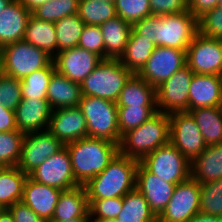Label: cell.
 Masks as SVG:
<instances>
[{
	"label": "cell",
	"instance_id": "6da1fadb",
	"mask_svg": "<svg viewBox=\"0 0 222 222\" xmlns=\"http://www.w3.org/2000/svg\"><path fill=\"white\" fill-rule=\"evenodd\" d=\"M74 177L80 185L100 174L119 152V144L85 137L66 144Z\"/></svg>",
	"mask_w": 222,
	"mask_h": 222
},
{
	"label": "cell",
	"instance_id": "7a4b0ae2",
	"mask_svg": "<svg viewBox=\"0 0 222 222\" xmlns=\"http://www.w3.org/2000/svg\"><path fill=\"white\" fill-rule=\"evenodd\" d=\"M139 161L118 152L108 166L85 185L88 199L124 197L136 188Z\"/></svg>",
	"mask_w": 222,
	"mask_h": 222
},
{
	"label": "cell",
	"instance_id": "3957f363",
	"mask_svg": "<svg viewBox=\"0 0 222 222\" xmlns=\"http://www.w3.org/2000/svg\"><path fill=\"white\" fill-rule=\"evenodd\" d=\"M169 114L157 111L138 128L126 132L119 144V152L141 162L149 153L169 143Z\"/></svg>",
	"mask_w": 222,
	"mask_h": 222
},
{
	"label": "cell",
	"instance_id": "277c9868",
	"mask_svg": "<svg viewBox=\"0 0 222 222\" xmlns=\"http://www.w3.org/2000/svg\"><path fill=\"white\" fill-rule=\"evenodd\" d=\"M132 74L119 59H103L81 82L82 95L116 102Z\"/></svg>",
	"mask_w": 222,
	"mask_h": 222
},
{
	"label": "cell",
	"instance_id": "5b68a950",
	"mask_svg": "<svg viewBox=\"0 0 222 222\" xmlns=\"http://www.w3.org/2000/svg\"><path fill=\"white\" fill-rule=\"evenodd\" d=\"M79 107L86 119L88 137L120 144L116 102L93 96H82Z\"/></svg>",
	"mask_w": 222,
	"mask_h": 222
},
{
	"label": "cell",
	"instance_id": "8992f818",
	"mask_svg": "<svg viewBox=\"0 0 222 222\" xmlns=\"http://www.w3.org/2000/svg\"><path fill=\"white\" fill-rule=\"evenodd\" d=\"M0 58L2 72L19 80L47 67L53 61L47 52L24 40L2 47Z\"/></svg>",
	"mask_w": 222,
	"mask_h": 222
},
{
	"label": "cell",
	"instance_id": "52a82bcc",
	"mask_svg": "<svg viewBox=\"0 0 222 222\" xmlns=\"http://www.w3.org/2000/svg\"><path fill=\"white\" fill-rule=\"evenodd\" d=\"M141 163L154 175L173 184L191 176V162L170 142L149 153Z\"/></svg>",
	"mask_w": 222,
	"mask_h": 222
},
{
	"label": "cell",
	"instance_id": "ba28073f",
	"mask_svg": "<svg viewBox=\"0 0 222 222\" xmlns=\"http://www.w3.org/2000/svg\"><path fill=\"white\" fill-rule=\"evenodd\" d=\"M197 33V18L189 10L158 15L157 46L187 50Z\"/></svg>",
	"mask_w": 222,
	"mask_h": 222
},
{
	"label": "cell",
	"instance_id": "9c48e42d",
	"mask_svg": "<svg viewBox=\"0 0 222 222\" xmlns=\"http://www.w3.org/2000/svg\"><path fill=\"white\" fill-rule=\"evenodd\" d=\"M200 212V183L191 176L175 186L173 195L157 222H188Z\"/></svg>",
	"mask_w": 222,
	"mask_h": 222
},
{
	"label": "cell",
	"instance_id": "30bf717a",
	"mask_svg": "<svg viewBox=\"0 0 222 222\" xmlns=\"http://www.w3.org/2000/svg\"><path fill=\"white\" fill-rule=\"evenodd\" d=\"M194 72L186 65L156 87L158 111L166 114L188 111V95Z\"/></svg>",
	"mask_w": 222,
	"mask_h": 222
},
{
	"label": "cell",
	"instance_id": "8fae6325",
	"mask_svg": "<svg viewBox=\"0 0 222 222\" xmlns=\"http://www.w3.org/2000/svg\"><path fill=\"white\" fill-rule=\"evenodd\" d=\"M169 142L190 162L207 147L198 125L188 112L169 114Z\"/></svg>",
	"mask_w": 222,
	"mask_h": 222
},
{
	"label": "cell",
	"instance_id": "7c38bea8",
	"mask_svg": "<svg viewBox=\"0 0 222 222\" xmlns=\"http://www.w3.org/2000/svg\"><path fill=\"white\" fill-rule=\"evenodd\" d=\"M186 58L195 74L222 76V40L197 33L187 48Z\"/></svg>",
	"mask_w": 222,
	"mask_h": 222
},
{
	"label": "cell",
	"instance_id": "4fadbf2b",
	"mask_svg": "<svg viewBox=\"0 0 222 222\" xmlns=\"http://www.w3.org/2000/svg\"><path fill=\"white\" fill-rule=\"evenodd\" d=\"M186 51L156 46L151 57L137 74L156 88L187 65Z\"/></svg>",
	"mask_w": 222,
	"mask_h": 222
},
{
	"label": "cell",
	"instance_id": "5bb4252c",
	"mask_svg": "<svg viewBox=\"0 0 222 222\" xmlns=\"http://www.w3.org/2000/svg\"><path fill=\"white\" fill-rule=\"evenodd\" d=\"M64 146L49 130L26 133L17 167L29 175Z\"/></svg>",
	"mask_w": 222,
	"mask_h": 222
},
{
	"label": "cell",
	"instance_id": "9a60e30c",
	"mask_svg": "<svg viewBox=\"0 0 222 222\" xmlns=\"http://www.w3.org/2000/svg\"><path fill=\"white\" fill-rule=\"evenodd\" d=\"M28 176L39 183L61 190L73 189L80 185L74 177L66 145Z\"/></svg>",
	"mask_w": 222,
	"mask_h": 222
},
{
	"label": "cell",
	"instance_id": "2e32d148",
	"mask_svg": "<svg viewBox=\"0 0 222 222\" xmlns=\"http://www.w3.org/2000/svg\"><path fill=\"white\" fill-rule=\"evenodd\" d=\"M102 60L96 53L80 47L63 50L53 57L55 70L79 84Z\"/></svg>",
	"mask_w": 222,
	"mask_h": 222
},
{
	"label": "cell",
	"instance_id": "e0dca14e",
	"mask_svg": "<svg viewBox=\"0 0 222 222\" xmlns=\"http://www.w3.org/2000/svg\"><path fill=\"white\" fill-rule=\"evenodd\" d=\"M177 184L164 181L150 172L141 162L136 169V189L144 196L158 218L166 208Z\"/></svg>",
	"mask_w": 222,
	"mask_h": 222
},
{
	"label": "cell",
	"instance_id": "ac0fdd59",
	"mask_svg": "<svg viewBox=\"0 0 222 222\" xmlns=\"http://www.w3.org/2000/svg\"><path fill=\"white\" fill-rule=\"evenodd\" d=\"M48 130L64 145L88 137L86 119L79 106L52 110Z\"/></svg>",
	"mask_w": 222,
	"mask_h": 222
},
{
	"label": "cell",
	"instance_id": "d6986e66",
	"mask_svg": "<svg viewBox=\"0 0 222 222\" xmlns=\"http://www.w3.org/2000/svg\"><path fill=\"white\" fill-rule=\"evenodd\" d=\"M52 110L47 99L22 98L14 110L17 129L24 134L48 130Z\"/></svg>",
	"mask_w": 222,
	"mask_h": 222
},
{
	"label": "cell",
	"instance_id": "ffe728a7",
	"mask_svg": "<svg viewBox=\"0 0 222 222\" xmlns=\"http://www.w3.org/2000/svg\"><path fill=\"white\" fill-rule=\"evenodd\" d=\"M62 191L39 183L28 176L24 185L22 202L48 222L54 214Z\"/></svg>",
	"mask_w": 222,
	"mask_h": 222
},
{
	"label": "cell",
	"instance_id": "44dd1931",
	"mask_svg": "<svg viewBox=\"0 0 222 222\" xmlns=\"http://www.w3.org/2000/svg\"><path fill=\"white\" fill-rule=\"evenodd\" d=\"M222 106V76L195 74L188 95V110Z\"/></svg>",
	"mask_w": 222,
	"mask_h": 222
},
{
	"label": "cell",
	"instance_id": "7402d4cb",
	"mask_svg": "<svg viewBox=\"0 0 222 222\" xmlns=\"http://www.w3.org/2000/svg\"><path fill=\"white\" fill-rule=\"evenodd\" d=\"M30 12L19 0H13L0 12V49L24 39Z\"/></svg>",
	"mask_w": 222,
	"mask_h": 222
},
{
	"label": "cell",
	"instance_id": "603a6c76",
	"mask_svg": "<svg viewBox=\"0 0 222 222\" xmlns=\"http://www.w3.org/2000/svg\"><path fill=\"white\" fill-rule=\"evenodd\" d=\"M80 84L55 71L47 88V100L53 110L79 106L82 99Z\"/></svg>",
	"mask_w": 222,
	"mask_h": 222
},
{
	"label": "cell",
	"instance_id": "cb8c5ba5",
	"mask_svg": "<svg viewBox=\"0 0 222 222\" xmlns=\"http://www.w3.org/2000/svg\"><path fill=\"white\" fill-rule=\"evenodd\" d=\"M99 27L104 41V59H120L129 41L131 24L115 16Z\"/></svg>",
	"mask_w": 222,
	"mask_h": 222
},
{
	"label": "cell",
	"instance_id": "d4e9b609",
	"mask_svg": "<svg viewBox=\"0 0 222 222\" xmlns=\"http://www.w3.org/2000/svg\"><path fill=\"white\" fill-rule=\"evenodd\" d=\"M72 218H89V202L84 185L61 192L51 220L66 221Z\"/></svg>",
	"mask_w": 222,
	"mask_h": 222
},
{
	"label": "cell",
	"instance_id": "484cf974",
	"mask_svg": "<svg viewBox=\"0 0 222 222\" xmlns=\"http://www.w3.org/2000/svg\"><path fill=\"white\" fill-rule=\"evenodd\" d=\"M191 177L200 184L222 179V143L207 146L191 161Z\"/></svg>",
	"mask_w": 222,
	"mask_h": 222
},
{
	"label": "cell",
	"instance_id": "4316f807",
	"mask_svg": "<svg viewBox=\"0 0 222 222\" xmlns=\"http://www.w3.org/2000/svg\"><path fill=\"white\" fill-rule=\"evenodd\" d=\"M116 105L117 107L157 106L156 88L133 73L121 90Z\"/></svg>",
	"mask_w": 222,
	"mask_h": 222
},
{
	"label": "cell",
	"instance_id": "83f0119b",
	"mask_svg": "<svg viewBox=\"0 0 222 222\" xmlns=\"http://www.w3.org/2000/svg\"><path fill=\"white\" fill-rule=\"evenodd\" d=\"M187 112L198 125L207 146L222 143V106L199 107Z\"/></svg>",
	"mask_w": 222,
	"mask_h": 222
},
{
	"label": "cell",
	"instance_id": "f1b7e54d",
	"mask_svg": "<svg viewBox=\"0 0 222 222\" xmlns=\"http://www.w3.org/2000/svg\"><path fill=\"white\" fill-rule=\"evenodd\" d=\"M23 40L44 50L52 57L57 54V37L55 25L52 22L40 20L31 15Z\"/></svg>",
	"mask_w": 222,
	"mask_h": 222
},
{
	"label": "cell",
	"instance_id": "f546056e",
	"mask_svg": "<svg viewBox=\"0 0 222 222\" xmlns=\"http://www.w3.org/2000/svg\"><path fill=\"white\" fill-rule=\"evenodd\" d=\"M27 177L17 166L0 167V205L3 208L22 201Z\"/></svg>",
	"mask_w": 222,
	"mask_h": 222
},
{
	"label": "cell",
	"instance_id": "4dcf8cb0",
	"mask_svg": "<svg viewBox=\"0 0 222 222\" xmlns=\"http://www.w3.org/2000/svg\"><path fill=\"white\" fill-rule=\"evenodd\" d=\"M156 45L131 30L129 41L120 62L132 73H138L151 57Z\"/></svg>",
	"mask_w": 222,
	"mask_h": 222
},
{
	"label": "cell",
	"instance_id": "1f68e13d",
	"mask_svg": "<svg viewBox=\"0 0 222 222\" xmlns=\"http://www.w3.org/2000/svg\"><path fill=\"white\" fill-rule=\"evenodd\" d=\"M118 222H157L144 196L135 188L122 198V209L116 217Z\"/></svg>",
	"mask_w": 222,
	"mask_h": 222
},
{
	"label": "cell",
	"instance_id": "d6a6232c",
	"mask_svg": "<svg viewBox=\"0 0 222 222\" xmlns=\"http://www.w3.org/2000/svg\"><path fill=\"white\" fill-rule=\"evenodd\" d=\"M57 37V53L78 47L85 23L78 14L68 15L54 23Z\"/></svg>",
	"mask_w": 222,
	"mask_h": 222
},
{
	"label": "cell",
	"instance_id": "836d02e7",
	"mask_svg": "<svg viewBox=\"0 0 222 222\" xmlns=\"http://www.w3.org/2000/svg\"><path fill=\"white\" fill-rule=\"evenodd\" d=\"M78 16L87 25L100 26L117 15L112 2L79 0Z\"/></svg>",
	"mask_w": 222,
	"mask_h": 222
},
{
	"label": "cell",
	"instance_id": "e575fe53",
	"mask_svg": "<svg viewBox=\"0 0 222 222\" xmlns=\"http://www.w3.org/2000/svg\"><path fill=\"white\" fill-rule=\"evenodd\" d=\"M52 61L47 67L33 71L21 80L22 98L47 99V88L55 72Z\"/></svg>",
	"mask_w": 222,
	"mask_h": 222
},
{
	"label": "cell",
	"instance_id": "d590c367",
	"mask_svg": "<svg viewBox=\"0 0 222 222\" xmlns=\"http://www.w3.org/2000/svg\"><path fill=\"white\" fill-rule=\"evenodd\" d=\"M79 0H50L32 11L37 19L55 23L68 15L78 14Z\"/></svg>",
	"mask_w": 222,
	"mask_h": 222
},
{
	"label": "cell",
	"instance_id": "8d00e7d4",
	"mask_svg": "<svg viewBox=\"0 0 222 222\" xmlns=\"http://www.w3.org/2000/svg\"><path fill=\"white\" fill-rule=\"evenodd\" d=\"M24 136L19 130L0 132V167L18 165Z\"/></svg>",
	"mask_w": 222,
	"mask_h": 222
},
{
	"label": "cell",
	"instance_id": "74e56055",
	"mask_svg": "<svg viewBox=\"0 0 222 222\" xmlns=\"http://www.w3.org/2000/svg\"><path fill=\"white\" fill-rule=\"evenodd\" d=\"M158 111L157 106L118 107V128L122 137L129 130L138 128Z\"/></svg>",
	"mask_w": 222,
	"mask_h": 222
},
{
	"label": "cell",
	"instance_id": "f35d334b",
	"mask_svg": "<svg viewBox=\"0 0 222 222\" xmlns=\"http://www.w3.org/2000/svg\"><path fill=\"white\" fill-rule=\"evenodd\" d=\"M200 212L222 215V179L200 184Z\"/></svg>",
	"mask_w": 222,
	"mask_h": 222
},
{
	"label": "cell",
	"instance_id": "ab89813d",
	"mask_svg": "<svg viewBox=\"0 0 222 222\" xmlns=\"http://www.w3.org/2000/svg\"><path fill=\"white\" fill-rule=\"evenodd\" d=\"M116 15L131 25L152 15L149 0H116Z\"/></svg>",
	"mask_w": 222,
	"mask_h": 222
},
{
	"label": "cell",
	"instance_id": "60d3db41",
	"mask_svg": "<svg viewBox=\"0 0 222 222\" xmlns=\"http://www.w3.org/2000/svg\"><path fill=\"white\" fill-rule=\"evenodd\" d=\"M89 221L113 220L122 209V197L88 199Z\"/></svg>",
	"mask_w": 222,
	"mask_h": 222
},
{
	"label": "cell",
	"instance_id": "b9f144b4",
	"mask_svg": "<svg viewBox=\"0 0 222 222\" xmlns=\"http://www.w3.org/2000/svg\"><path fill=\"white\" fill-rule=\"evenodd\" d=\"M22 100L21 80L0 74V104L9 110H15Z\"/></svg>",
	"mask_w": 222,
	"mask_h": 222
},
{
	"label": "cell",
	"instance_id": "7bdbcfd3",
	"mask_svg": "<svg viewBox=\"0 0 222 222\" xmlns=\"http://www.w3.org/2000/svg\"><path fill=\"white\" fill-rule=\"evenodd\" d=\"M198 33L222 40V7L216 6L197 18Z\"/></svg>",
	"mask_w": 222,
	"mask_h": 222
},
{
	"label": "cell",
	"instance_id": "ee69618b",
	"mask_svg": "<svg viewBox=\"0 0 222 222\" xmlns=\"http://www.w3.org/2000/svg\"><path fill=\"white\" fill-rule=\"evenodd\" d=\"M78 47L96 53L104 59V41L100 27L85 24Z\"/></svg>",
	"mask_w": 222,
	"mask_h": 222
},
{
	"label": "cell",
	"instance_id": "f6af8a7d",
	"mask_svg": "<svg viewBox=\"0 0 222 222\" xmlns=\"http://www.w3.org/2000/svg\"><path fill=\"white\" fill-rule=\"evenodd\" d=\"M152 15L178 14L188 11V0H149Z\"/></svg>",
	"mask_w": 222,
	"mask_h": 222
},
{
	"label": "cell",
	"instance_id": "bcb514c9",
	"mask_svg": "<svg viewBox=\"0 0 222 222\" xmlns=\"http://www.w3.org/2000/svg\"><path fill=\"white\" fill-rule=\"evenodd\" d=\"M158 15L147 16L133 23L132 30L137 34L152 41L157 46Z\"/></svg>",
	"mask_w": 222,
	"mask_h": 222
},
{
	"label": "cell",
	"instance_id": "7dc6e473",
	"mask_svg": "<svg viewBox=\"0 0 222 222\" xmlns=\"http://www.w3.org/2000/svg\"><path fill=\"white\" fill-rule=\"evenodd\" d=\"M14 218V222H46L22 201L7 208Z\"/></svg>",
	"mask_w": 222,
	"mask_h": 222
},
{
	"label": "cell",
	"instance_id": "c3c4849f",
	"mask_svg": "<svg viewBox=\"0 0 222 222\" xmlns=\"http://www.w3.org/2000/svg\"><path fill=\"white\" fill-rule=\"evenodd\" d=\"M219 0H188V10L198 18L203 13L218 6Z\"/></svg>",
	"mask_w": 222,
	"mask_h": 222
},
{
	"label": "cell",
	"instance_id": "681fc988",
	"mask_svg": "<svg viewBox=\"0 0 222 222\" xmlns=\"http://www.w3.org/2000/svg\"><path fill=\"white\" fill-rule=\"evenodd\" d=\"M18 130L14 110H9L0 104V132Z\"/></svg>",
	"mask_w": 222,
	"mask_h": 222
},
{
	"label": "cell",
	"instance_id": "f907efd6",
	"mask_svg": "<svg viewBox=\"0 0 222 222\" xmlns=\"http://www.w3.org/2000/svg\"><path fill=\"white\" fill-rule=\"evenodd\" d=\"M188 222H217V216L198 212Z\"/></svg>",
	"mask_w": 222,
	"mask_h": 222
},
{
	"label": "cell",
	"instance_id": "816d5d0a",
	"mask_svg": "<svg viewBox=\"0 0 222 222\" xmlns=\"http://www.w3.org/2000/svg\"><path fill=\"white\" fill-rule=\"evenodd\" d=\"M30 12L50 0H19Z\"/></svg>",
	"mask_w": 222,
	"mask_h": 222
},
{
	"label": "cell",
	"instance_id": "f5cc1de1",
	"mask_svg": "<svg viewBox=\"0 0 222 222\" xmlns=\"http://www.w3.org/2000/svg\"><path fill=\"white\" fill-rule=\"evenodd\" d=\"M0 222H14V218L7 208L0 211Z\"/></svg>",
	"mask_w": 222,
	"mask_h": 222
},
{
	"label": "cell",
	"instance_id": "db71d44e",
	"mask_svg": "<svg viewBox=\"0 0 222 222\" xmlns=\"http://www.w3.org/2000/svg\"><path fill=\"white\" fill-rule=\"evenodd\" d=\"M48 222H89V218H72V219L66 220V221L50 220Z\"/></svg>",
	"mask_w": 222,
	"mask_h": 222
},
{
	"label": "cell",
	"instance_id": "11a10c76",
	"mask_svg": "<svg viewBox=\"0 0 222 222\" xmlns=\"http://www.w3.org/2000/svg\"><path fill=\"white\" fill-rule=\"evenodd\" d=\"M13 0H0V12H2Z\"/></svg>",
	"mask_w": 222,
	"mask_h": 222
},
{
	"label": "cell",
	"instance_id": "9f6ffc18",
	"mask_svg": "<svg viewBox=\"0 0 222 222\" xmlns=\"http://www.w3.org/2000/svg\"><path fill=\"white\" fill-rule=\"evenodd\" d=\"M91 222H118V221L116 219H113V220H96Z\"/></svg>",
	"mask_w": 222,
	"mask_h": 222
},
{
	"label": "cell",
	"instance_id": "6f0895ef",
	"mask_svg": "<svg viewBox=\"0 0 222 222\" xmlns=\"http://www.w3.org/2000/svg\"><path fill=\"white\" fill-rule=\"evenodd\" d=\"M217 222H222V215L221 216H217Z\"/></svg>",
	"mask_w": 222,
	"mask_h": 222
},
{
	"label": "cell",
	"instance_id": "680465c9",
	"mask_svg": "<svg viewBox=\"0 0 222 222\" xmlns=\"http://www.w3.org/2000/svg\"><path fill=\"white\" fill-rule=\"evenodd\" d=\"M101 1L112 2V3H115V2H116V0H101Z\"/></svg>",
	"mask_w": 222,
	"mask_h": 222
},
{
	"label": "cell",
	"instance_id": "91938a15",
	"mask_svg": "<svg viewBox=\"0 0 222 222\" xmlns=\"http://www.w3.org/2000/svg\"><path fill=\"white\" fill-rule=\"evenodd\" d=\"M218 6L222 7V0H219Z\"/></svg>",
	"mask_w": 222,
	"mask_h": 222
},
{
	"label": "cell",
	"instance_id": "94428289",
	"mask_svg": "<svg viewBox=\"0 0 222 222\" xmlns=\"http://www.w3.org/2000/svg\"><path fill=\"white\" fill-rule=\"evenodd\" d=\"M2 73V67H1V58H0V74Z\"/></svg>",
	"mask_w": 222,
	"mask_h": 222
}]
</instances>
